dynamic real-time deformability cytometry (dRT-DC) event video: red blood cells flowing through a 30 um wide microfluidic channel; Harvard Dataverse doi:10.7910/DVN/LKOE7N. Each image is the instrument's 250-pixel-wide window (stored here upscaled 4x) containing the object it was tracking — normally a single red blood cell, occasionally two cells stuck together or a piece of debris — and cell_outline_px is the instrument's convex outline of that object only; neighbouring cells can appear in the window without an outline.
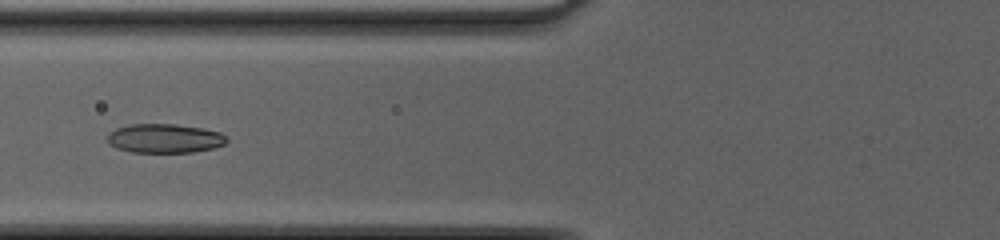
{"species": "common noctule bat (a hibernating species)", "species_latin": "Nyctalus noctula", "temperature_condition": "cold", "stored_images_in_passage": 19, "camera_frame_rate_fps": 3000, "um_per_image_px": 0.085, "animal": {"sex": "female", "body_mass_g": 20.0, "forearm_length_mm": 54.0}, "frame": {"image": 1, "passage_image": 4, "time_ms": 1.0, "image_size_px": [1000, 240], "cell_outline_px": [[228, 140], [224, 144], [212, 148], [192, 152], [132, 152], [116, 148], [108, 140], [108, 136], [116, 128], [128, 124], [176, 124], [204, 128], [220, 132], [228, 136]], "centroid_in_image_um": [14.04, 11.75], "position_along_channel_um": 111.8, "area_um2": 20.17}}